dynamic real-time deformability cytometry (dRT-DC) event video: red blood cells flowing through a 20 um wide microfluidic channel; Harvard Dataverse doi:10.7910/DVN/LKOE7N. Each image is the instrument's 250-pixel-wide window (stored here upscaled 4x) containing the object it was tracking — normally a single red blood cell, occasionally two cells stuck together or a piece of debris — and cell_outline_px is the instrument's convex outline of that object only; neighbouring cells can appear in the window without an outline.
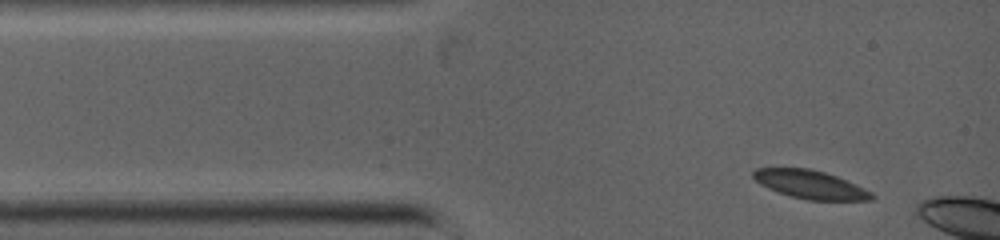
{"species": "common noctule bat (a hibernating species)", "species_latin": "Nyctalus noctula", "temperature_condition": "warm", "stored_images_in_passage": 2, "camera_frame_rate_fps": 5000, "um_per_image_px": 0.085, "animal": {"sex": "female", "body_mass_g": 19.0, "forearm_length_mm": 53.3}, "frame": {"image": 1, "passage_image": 1, "time_ms": 0.0, "image_size_px": [1000, 240], "cell_outline_px": [[876, 196], [872, 200], [808, 200], [792, 196], [768, 188], [760, 184], [752, 176], [752, 172], [756, 168], [808, 168], [824, 172], [836, 176], [856, 184], [872, 192]], "centroid_in_image_um": [68.9, 15.68], "position_along_channel_um": 16.1, "area_um2": 19.42}}